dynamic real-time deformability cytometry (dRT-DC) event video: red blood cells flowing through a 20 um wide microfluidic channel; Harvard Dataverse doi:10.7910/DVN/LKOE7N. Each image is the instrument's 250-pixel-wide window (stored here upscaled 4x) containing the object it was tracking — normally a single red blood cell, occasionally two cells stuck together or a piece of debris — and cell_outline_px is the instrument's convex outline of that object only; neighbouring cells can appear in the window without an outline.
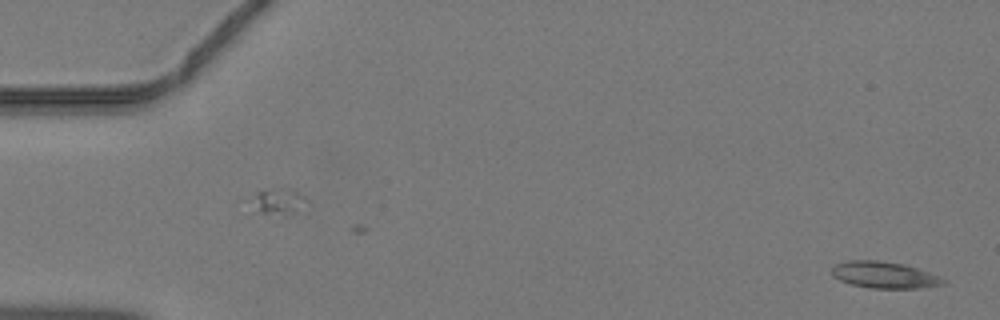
{"species": "common noctule bat (a hibernating species)", "species_latin": "Nyctalus noctula", "temperature_condition": "warm", "stored_images_in_passage": 11, "camera_frame_rate_fps": 3000, "um_per_image_px": 0.085, "animal": {"sex": "male", "body_mass_g": 19.2, "forearm_length_mm": 51.8}, "frame": {"image": 1, "passage_image": 1, "time_ms": 0.0, "image_size_px": [1000, 320], "cell_outline_px": [[948, 280], [944, 284], [920, 288], [868, 288], [852, 284], [840, 280], [832, 276], [832, 268], [836, 264], [848, 260], [880, 260], [904, 264], [940, 276]], "centroid_in_image_um": [75.18, 23.37], "position_along_channel_um": 9.8, "area_um2": 17.28}}